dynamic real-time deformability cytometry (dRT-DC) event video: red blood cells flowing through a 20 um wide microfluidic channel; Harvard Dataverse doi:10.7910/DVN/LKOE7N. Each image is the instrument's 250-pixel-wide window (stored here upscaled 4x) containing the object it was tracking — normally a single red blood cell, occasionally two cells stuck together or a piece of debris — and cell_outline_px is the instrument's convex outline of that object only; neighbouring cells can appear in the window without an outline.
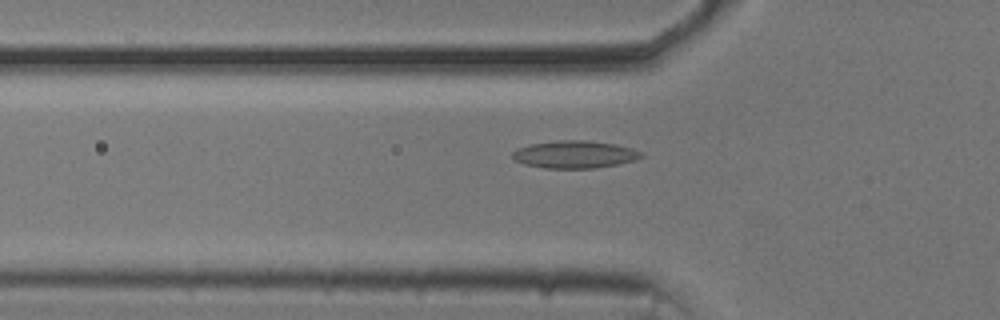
{"species": "common noctule bat (a hibernating species)", "species_latin": "Nyctalus noctula", "temperature_condition": "cold", "stored_images_in_passage": 41, "camera_frame_rate_fps": 3000, "um_per_image_px": 0.085, "animal": {"sex": "male", "body_mass_g": 20.5, "forearm_length_mm": 52.5}, "frame": {"image": 1, "passage_image": 5, "time_ms": 1.333, "image_size_px": [1000, 320], "cell_outline_px": [[644, 156], [636, 160], [596, 168], [544, 168], [524, 164], [516, 160], [512, 156], [512, 152], [516, 148], [532, 144], [560, 140], [584, 140], [616, 144], [632, 148], [644, 152]], "centroid_in_image_um": [48.88, 13.12], "position_along_channel_um": 76.9, "area_um2": 20.63}}
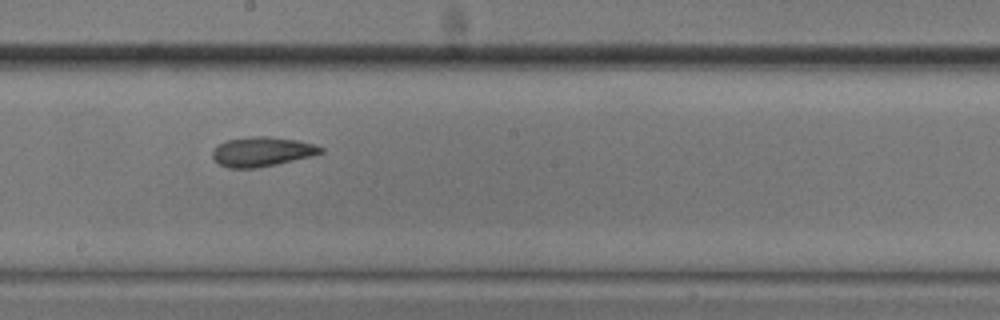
{"frame": {"image": 2, "passage_image": 17, "time_ms": 5.333, "image_size_px": [1000, 320], "cell_outline_px": [[324, 152], [312, 156], [276, 164], [256, 168], [228, 168], [220, 164], [212, 156], [212, 152], [220, 144], [228, 140], [256, 136], [268, 136], [296, 140], [312, 144], [324, 148]], "centroid_in_image_um": [22.29, 12.9], "position_along_channel_um": 225.9, "area_um2": 18.32}}
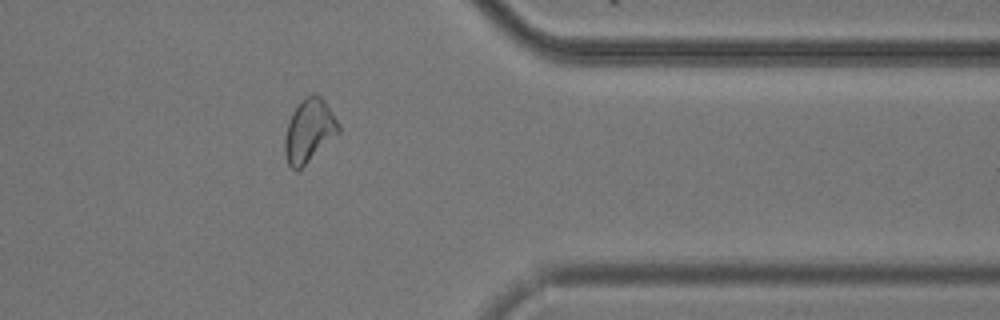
{"frame": {"image": 3, "passage_image": 31, "time_ms": 10.0, "image_size_px": [1000, 320], "cell_outline_px": [[340, 132], [296, 172], [288, 164], [284, 156], [284, 140], [288, 120], [292, 112], [304, 96], [316, 92], [324, 100], [336, 120], [340, 128]], "centroid_in_image_um": [26.23, 11.09], "position_along_channel_um": 385.2, "area_um2": 19.71}, "authors_computed_cell_mechanics": {"area_um2": 19.1896, "velocity_mm_per_s": 3.7095, "shape_relaxation_time_tau1_ms": null, "shape_relaxation_time_tau2_ms": 4.2142, "deformation_change_tau1": null, "deformation_change_tau2": 0.1183}}